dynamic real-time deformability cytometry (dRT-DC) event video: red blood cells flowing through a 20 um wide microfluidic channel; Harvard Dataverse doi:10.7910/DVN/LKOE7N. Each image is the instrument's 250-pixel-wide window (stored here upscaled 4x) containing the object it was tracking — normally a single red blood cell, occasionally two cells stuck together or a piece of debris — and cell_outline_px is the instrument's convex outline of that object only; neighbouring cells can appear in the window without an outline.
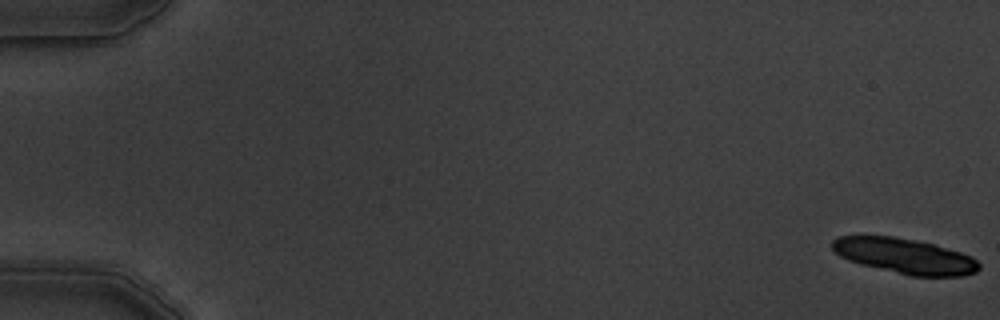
{"species": "common noctule bat (a hibernating species)", "species_latin": "Nyctalus noctula", "temperature_condition": "warm", "stored_images_in_passage": 7, "camera_frame_rate_fps": 3000, "um_per_image_px": 0.085, "animal": {"sex": "male", "body_mass_g": 19.5, "forearm_length_mm": 54.6}, "frame": {"image": 1, "passage_image": 1, "time_ms": 0.0, "image_size_px": [1000, 320], "cell_outline_px": [[980, 268], [976, 272], [964, 276], [912, 276], [860, 264], [848, 260], [840, 256], [832, 248], [832, 240], [840, 236], [860, 232], [892, 236], [932, 244], [960, 252], [972, 256], [980, 264]], "centroid_in_image_um": [76.83, 21.72], "position_along_channel_um": 8.2, "area_um2": 30.63}}